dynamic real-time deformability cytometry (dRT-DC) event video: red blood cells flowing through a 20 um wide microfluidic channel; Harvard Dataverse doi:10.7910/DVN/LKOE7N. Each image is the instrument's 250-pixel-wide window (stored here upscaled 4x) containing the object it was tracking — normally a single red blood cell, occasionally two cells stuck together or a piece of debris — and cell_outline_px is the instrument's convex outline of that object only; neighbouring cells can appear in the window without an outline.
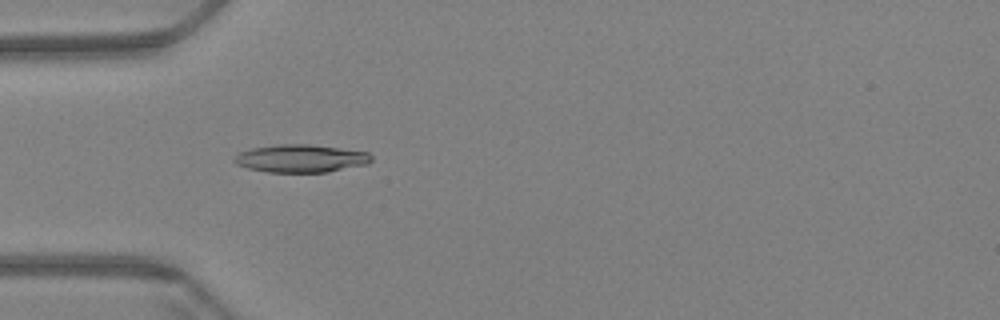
{"species": "Egyptian fruit bat (a non-hibernating species)", "species_latin": "Rousettus aegyptiacus", "temperature_condition": "warm", "stored_images_in_passage": 61, "camera_frame_rate_fps": 3000, "um_per_image_px": 0.085, "animal": {"sex": "female"}, "frame": {"image": 1, "passage_image": 19, "time_ms": 6.0, "image_size_px": [1000, 320], "cell_outline_px": [[372, 160], [368, 164], [328, 172], [268, 172], [248, 168], [236, 164], [232, 160], [240, 152], [252, 148], [276, 144], [308, 144], [368, 152], [372, 156]], "centroid_in_image_um": [25.57, 13.47], "position_along_channel_um": 59.4, "area_um2": 22.2}}
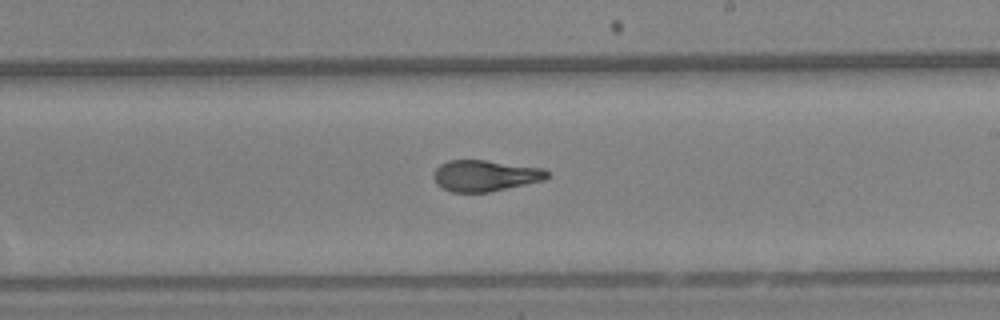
{"frame": {"image": 2, "passage_image": 36, "time_ms": 11.667, "image_size_px": [1000, 320], "cell_outline_px": [[548, 176], [544, 180], [488, 192], [452, 192], [436, 184], [432, 176], [436, 168], [440, 164], [448, 160], [484, 160], [544, 168], [548, 172]], "centroid_in_image_um": [41.2, 14.92], "position_along_channel_um": 247.8, "area_um2": 20.52}}
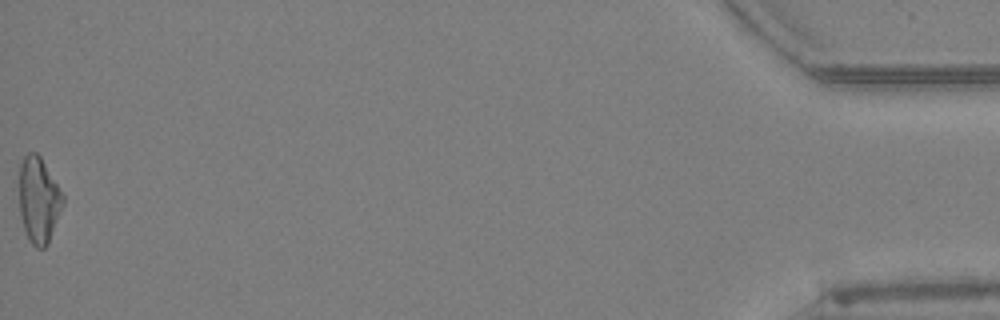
{"frame": {"image": 3, "passage_image": 61, "time_ms": 20.0, "image_size_px": [1000, 320], "cell_outline_px": [[64, 204], [48, 244], [44, 248], [36, 248], [28, 240], [24, 228], [20, 212], [20, 164], [24, 156], [28, 152], [36, 152], [40, 156], [64, 196]], "centroid_in_image_um": [3.3, 17.02], "position_along_channel_um": 431.9, "area_um2": 21.73}, "authors_computed_cell_mechanics": {"area_um2": 21.2126, "velocity_mm_per_s": 3.3932, "shape_relaxation_time_tau1_ms": null, "shape_relaxation_time_tau2_ms": 1.2486, "deformation_change_tau1": null, "deformation_change_tau2": 0.0726}}